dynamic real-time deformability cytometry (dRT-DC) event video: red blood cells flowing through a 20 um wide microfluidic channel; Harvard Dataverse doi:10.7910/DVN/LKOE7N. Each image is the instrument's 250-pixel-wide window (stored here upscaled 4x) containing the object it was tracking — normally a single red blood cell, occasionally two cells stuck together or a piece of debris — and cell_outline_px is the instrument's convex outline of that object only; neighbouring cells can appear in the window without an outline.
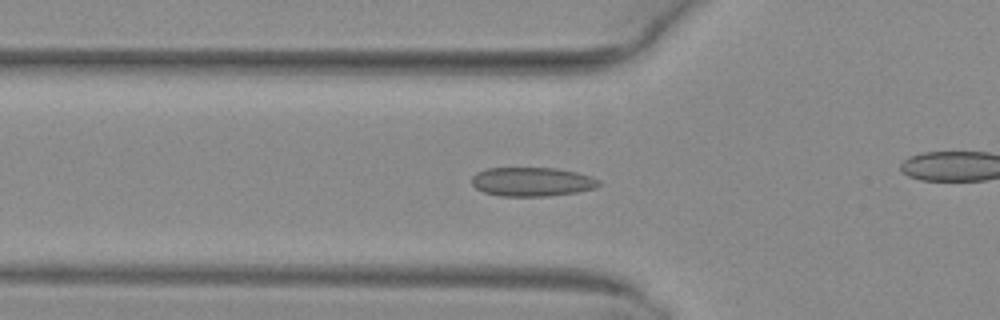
{"species": "common noctule bat (a hibernating species)", "species_latin": "Nyctalus noctula", "temperature_condition": "warm", "stored_images_in_passage": 42, "camera_frame_rate_fps": 3000, "um_per_image_px": 0.085, "animal": {"sex": "female", "body_mass_g": 29.2, "forearm_length_mm": 56.3}, "frame": {"image": 1, "passage_image": 18, "time_ms": 5.667, "image_size_px": [1000, 320], "cell_outline_px": [[600, 184], [596, 188], [576, 192], [548, 196], [500, 196], [484, 192], [476, 188], [472, 184], [472, 176], [476, 172], [488, 168], [556, 168], [576, 172], [592, 176], [600, 180]], "centroid_in_image_um": [45.23, 15.45], "position_along_channel_um": 80.6, "area_um2": 21.56}}
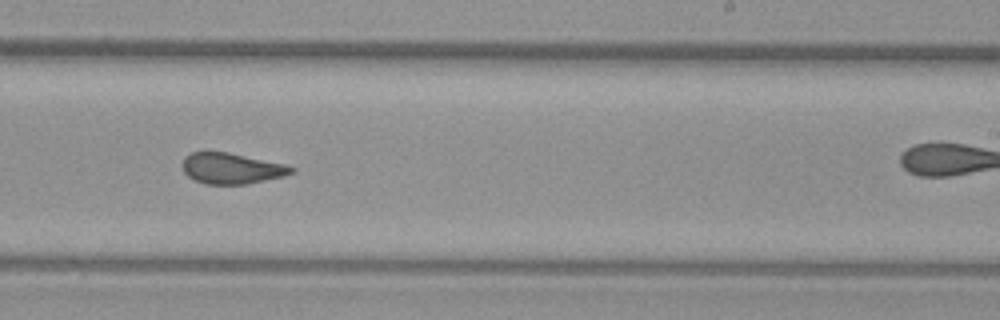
{"frame": {"image": 2, "passage_image": 32, "time_ms": 10.333, "image_size_px": [1000, 320], "cell_outline_px": [[296, 172], [284, 176], [248, 184], [204, 184], [188, 176], [184, 172], [180, 164], [184, 156], [192, 152], [204, 148], [228, 152], [284, 164], [296, 168]], "centroid_in_image_um": [19.62, 14.28], "position_along_channel_um": 269.4, "area_um2": 20.23}}
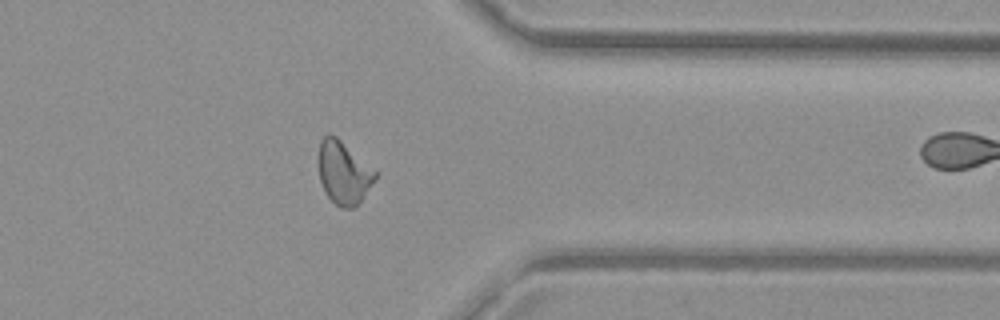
{"frame": {"image": 3, "passage_image": 41, "time_ms": 13.333, "image_size_px": [1000, 320], "cell_outline_px": [[380, 172], [360, 200], [352, 208], [340, 208], [324, 192], [320, 180], [320, 140], [324, 136], [336, 136]], "centroid_in_image_um": [29.25, 14.67], "position_along_channel_um": 382.2, "area_um2": 20.46}}